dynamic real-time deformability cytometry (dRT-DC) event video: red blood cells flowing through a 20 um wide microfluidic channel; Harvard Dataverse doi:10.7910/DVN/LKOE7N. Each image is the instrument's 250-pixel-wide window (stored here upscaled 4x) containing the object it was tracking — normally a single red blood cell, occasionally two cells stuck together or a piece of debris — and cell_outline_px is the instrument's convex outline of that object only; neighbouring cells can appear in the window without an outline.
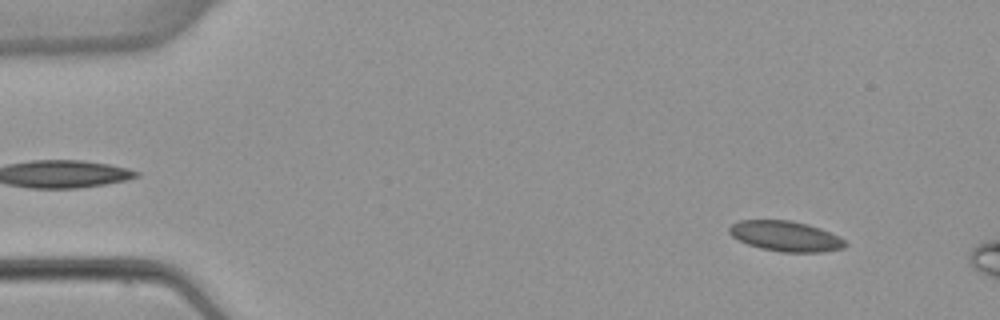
{"species": "common noctule bat (a hibernating species)", "species_latin": "Nyctalus noctula", "temperature_condition": "warm", "stored_images_in_passage": 3, "camera_frame_rate_fps": 3000, "um_per_image_px": 0.085, "animal": {"sex": "female", "body_mass_g": 22.7, "forearm_length_mm": 54.2}, "frame": {"image": 1, "passage_image": 1, "time_ms": 0.0, "image_size_px": [1000, 320], "cell_outline_px": [[848, 244], [844, 248], [820, 252], [780, 252], [760, 248], [748, 244], [732, 236], [728, 232], [728, 228], [732, 224], [740, 220], [788, 220], [808, 224], [820, 228], [844, 240]], "centroid_in_image_um": [66.75, 20.07], "position_along_channel_um": 18.2, "area_um2": 20.35}}